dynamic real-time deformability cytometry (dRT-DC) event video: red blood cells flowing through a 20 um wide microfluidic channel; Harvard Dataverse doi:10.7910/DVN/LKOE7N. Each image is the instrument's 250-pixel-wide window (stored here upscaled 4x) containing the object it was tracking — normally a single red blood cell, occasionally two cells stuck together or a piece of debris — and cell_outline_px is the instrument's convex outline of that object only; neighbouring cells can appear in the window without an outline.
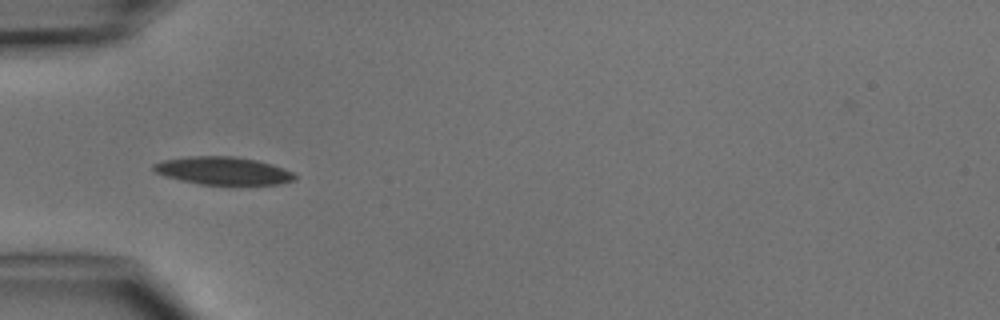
{"species": "common noctule bat (a hibernating species)", "species_latin": "Nyctalus noctula", "temperature_condition": "cold", "stored_images_in_passage": 5, "camera_frame_rate_fps": 3000, "um_per_image_px": 0.085, "animal": {"sex": "male", "body_mass_g": 15.6}, "frame": {"image": 1, "passage_image": 5, "time_ms": 4.667, "image_size_px": [1000, 320], "cell_outline_px": [[296, 180], [280, 184], [232, 188], [200, 184], [180, 180], [164, 176], [156, 172], [152, 168], [152, 164], [164, 160], [188, 156], [232, 156], [256, 160], [272, 164], [284, 168], [292, 172], [296, 176]], "centroid_in_image_um": [19.02, 14.57], "position_along_channel_um": 66.0, "area_um2": 23.99}}